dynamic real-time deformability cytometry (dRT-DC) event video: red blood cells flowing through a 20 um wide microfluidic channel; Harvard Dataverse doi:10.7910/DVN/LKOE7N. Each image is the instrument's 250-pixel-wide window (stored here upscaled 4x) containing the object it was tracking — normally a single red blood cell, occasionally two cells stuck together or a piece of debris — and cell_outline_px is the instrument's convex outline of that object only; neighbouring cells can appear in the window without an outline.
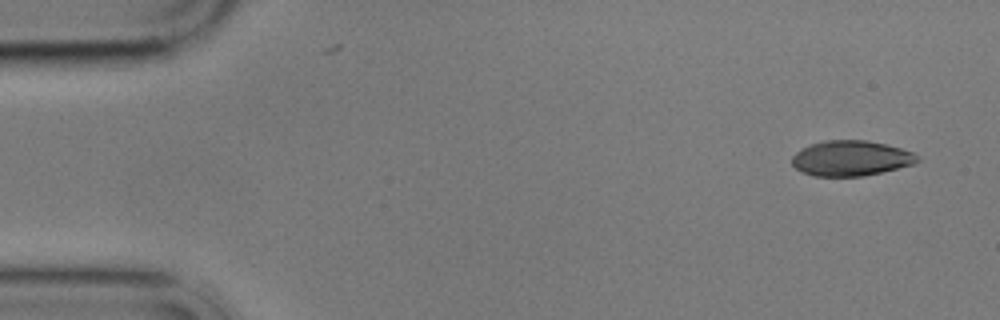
{"species": "common noctule bat (a hibernating species)", "species_latin": "Nyctalus noctula", "temperature_condition": "cold", "stored_images_in_passage": 9, "camera_frame_rate_fps": 3000, "um_per_image_px": 0.085, "animal": {"sex": "male", "body_mass_g": 17.9}, "frame": {"image": 1, "passage_image": 1, "time_ms": 0.0, "image_size_px": [1000, 320], "cell_outline_px": [[920, 160], [916, 164], [864, 176], [812, 176], [800, 172], [792, 164], [792, 156], [800, 148], [824, 140], [864, 140], [884, 144], [900, 148], [912, 152], [920, 156]], "centroid_in_image_um": [72.32, 13.46], "position_along_channel_um": 12.7, "area_um2": 25.95}}
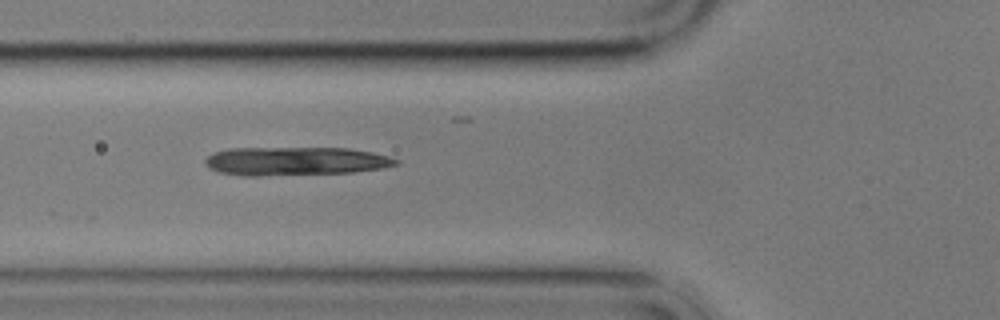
{"frame": {"image": 2, "passage_image": 6, "time_ms": 5.667, "image_size_px": [1000, 320], "cell_outline_px": [[400, 164], [380, 168], [352, 172], [260, 176], [244, 176], [220, 172], [208, 168], [204, 164], [204, 160], [212, 152], [228, 148], [348, 148], [372, 152], [388, 156], [400, 160]], "centroid_in_image_um": [25.07, 13.69], "position_along_channel_um": 100.7, "area_um2": 31.91}}
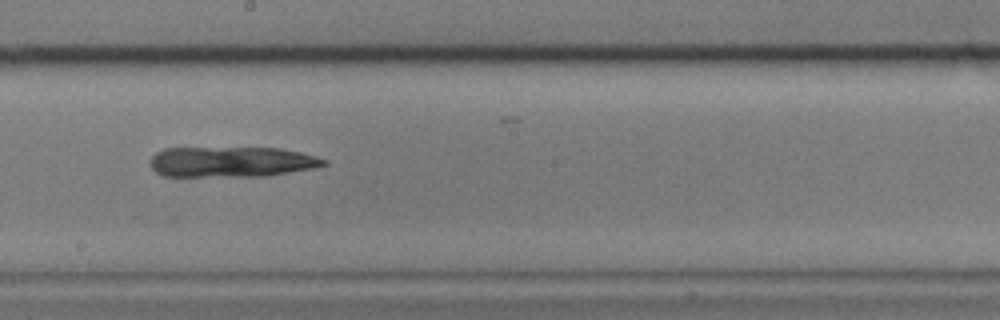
{"frame": {"image": 3, "passage_image": 9, "time_ms": 9.333, "image_size_px": [1000, 320], "cell_outline_px": [[328, 164], [316, 168], [264, 176], [160, 176], [148, 164], [148, 160], [156, 152], [164, 148], [280, 148], [300, 152], [316, 156], [328, 160]], "centroid_in_image_um": [19.66, 13.76], "position_along_channel_um": 228.5, "area_um2": 31.1}}